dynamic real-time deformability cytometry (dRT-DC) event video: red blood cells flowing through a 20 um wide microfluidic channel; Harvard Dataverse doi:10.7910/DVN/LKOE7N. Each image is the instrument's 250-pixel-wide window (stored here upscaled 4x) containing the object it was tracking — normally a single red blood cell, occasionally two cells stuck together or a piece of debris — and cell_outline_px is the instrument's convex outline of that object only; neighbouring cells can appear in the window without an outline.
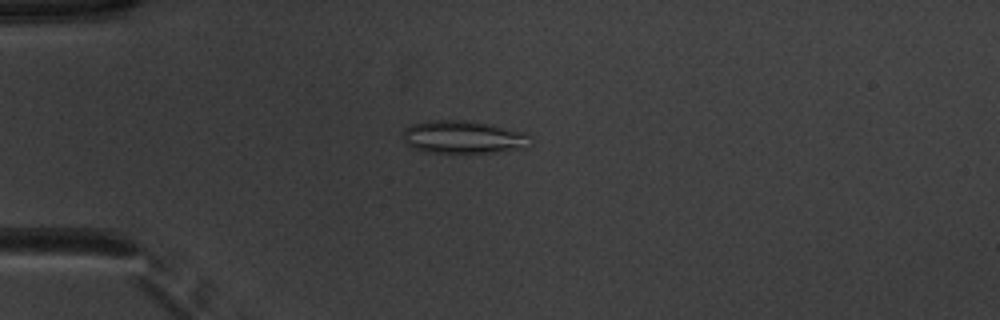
{"species": "common noctule bat (a hibernating species)", "species_latin": "Nyctalus noctula", "temperature_condition": "warm", "stored_images_in_passage": 52, "camera_frame_rate_fps": 3000, "um_per_image_px": 0.085, "animal": {"sex": "male", "body_mass_g": 20.1, "forearm_length_mm": 53.5}, "frame": {"image": 1, "passage_image": 14, "time_ms": 4.333, "image_size_px": [1000, 320], "cell_outline_px": [[528, 148], [496, 152], [424, 152], [408, 144], [404, 140], [404, 128], [408, 124], [428, 120], [464, 120], [488, 124], [524, 132], [528, 136]], "centroid_in_image_um": [39.34, 11.64], "position_along_channel_um": 45.7, "area_um2": 24.16}}
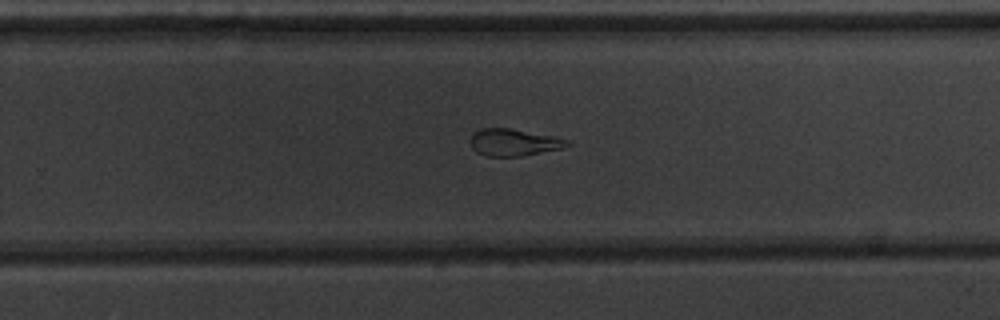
{"frame": {"image": 2, "passage_image": 34, "time_ms": 11.0, "image_size_px": [1000, 320], "cell_outline_px": [[572, 144], [560, 148], [524, 156], [488, 156], [476, 152], [472, 148], [472, 132], [480, 128], [508, 128], [552, 136], [568, 140]], "centroid_in_image_um": [43.65, 12.1], "position_along_channel_um": 286.2, "area_um2": 15.03}}
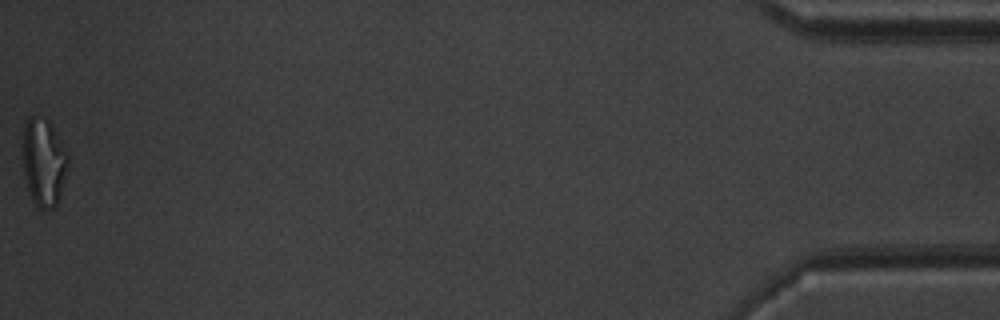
{"frame": {"image": 3, "passage_image": 52, "time_ms": 17.0, "image_size_px": [1000, 320], "cell_outline_px": [[68, 168], [60, 196], [56, 204], [52, 208], [44, 212], [32, 200], [24, 176], [24, 124], [32, 116], [48, 120], [68, 152]], "centroid_in_image_um": [3.75, 13.83], "position_along_channel_um": 431.5, "area_um2": 22.89}, "authors_computed_cell_mechanics": {"area_um2": 19.2763, "velocity_mm_per_s": 3.9472, "shape_relaxation_time_tau1_ms": null, "shape_relaxation_time_tau2_ms": 2.4304, "deformation_change_tau1": null, "deformation_change_tau2": 0.1081}}